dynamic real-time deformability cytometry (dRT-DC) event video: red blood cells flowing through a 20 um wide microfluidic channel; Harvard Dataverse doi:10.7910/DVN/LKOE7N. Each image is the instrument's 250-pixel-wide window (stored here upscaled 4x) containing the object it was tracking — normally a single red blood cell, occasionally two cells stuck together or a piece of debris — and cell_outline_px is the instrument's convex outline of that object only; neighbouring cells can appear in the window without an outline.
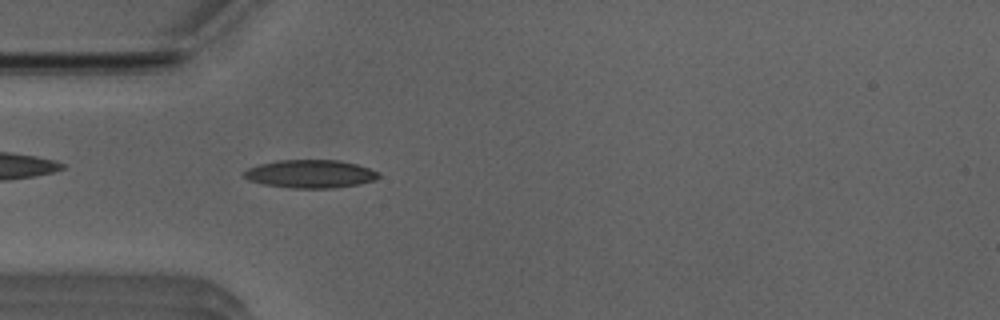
{"species": "Egyptian fruit bat (a non-hibernating species)", "species_latin": "Rousettus aegyptiacus", "temperature_condition": "room temperature", "stored_images_in_passage": 52, "camera_frame_rate_fps": 3000, "um_per_image_px": 0.085, "animal": {"sex": "male"}, "frame": {"image": 1, "passage_image": 15, "time_ms": 4.667, "image_size_px": [1000, 320], "cell_outline_px": [[380, 176], [376, 180], [360, 184], [332, 188], [292, 188], [260, 184], [248, 180], [240, 172], [248, 168], [260, 164], [280, 160], [340, 160], [356, 164], [380, 172]], "centroid_in_image_um": [26.37, 14.78], "position_along_channel_um": 58.6, "area_um2": 22.25}}
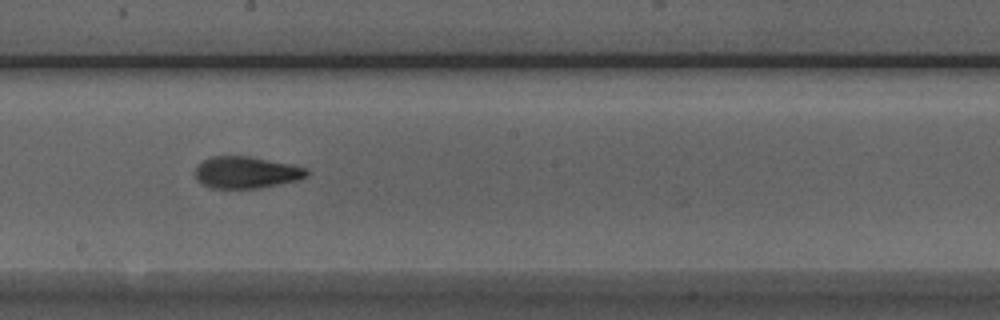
{"frame": {"image": 2, "passage_image": 28, "time_ms": 9.0, "image_size_px": [1000, 320], "cell_outline_px": [[308, 176], [300, 180], [260, 188], [212, 188], [200, 184], [196, 180], [196, 164], [212, 156], [248, 156], [308, 168]], "centroid_in_image_um": [20.92, 14.66], "position_along_channel_um": 227.3, "area_um2": 20.75}}
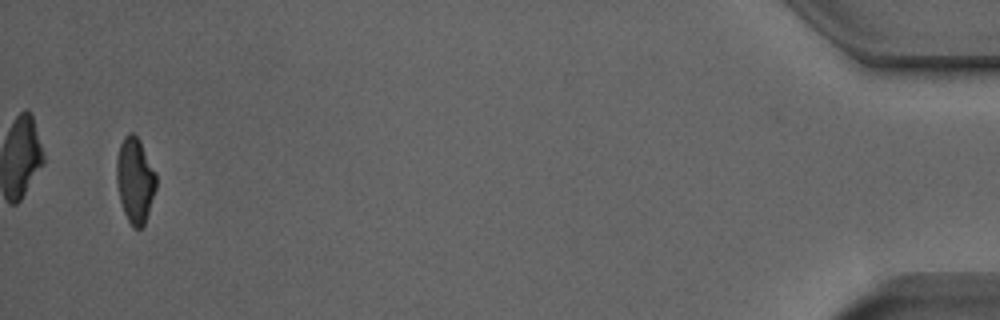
{"frame": {"image": 3, "passage_image": 50, "time_ms": 16.333, "image_size_px": [1000, 320], "cell_outline_px": [[156, 188], [144, 228], [132, 228], [124, 212], [120, 200], [116, 180], [116, 160], [120, 144], [124, 136], [128, 132], [132, 132], [140, 140], [156, 172]], "centroid_in_image_um": [11.48, 15.32], "position_along_channel_um": 423.7, "area_um2": 19.94}, "authors_computed_cell_mechanics": {"area_um2": 20.3456, "velocity_mm_per_s": 3.9398, "shape_relaxation_time_tau1_ms": 7.5834, "shape_relaxation_time_tau2_ms": 1.8371, "deformation_change_tau1": 0.2267, "deformation_change_tau2": 0.0917}}